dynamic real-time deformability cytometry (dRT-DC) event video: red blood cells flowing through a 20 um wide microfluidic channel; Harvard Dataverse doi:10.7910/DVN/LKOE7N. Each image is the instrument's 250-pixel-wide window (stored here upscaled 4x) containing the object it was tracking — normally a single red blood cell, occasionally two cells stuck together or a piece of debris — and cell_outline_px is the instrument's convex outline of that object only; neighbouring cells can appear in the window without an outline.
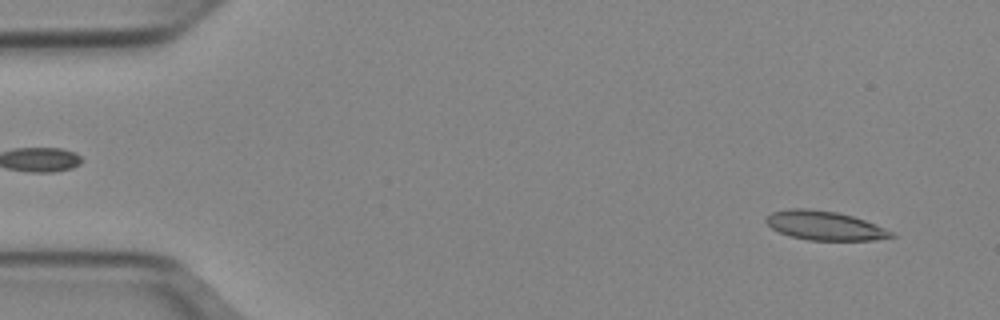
{"species": "Egyptian fruit bat (a non-hibernating species)", "species_latin": "Rousettus aegyptiacus", "temperature_condition": "cold", "stored_images_in_passage": 11, "camera_frame_rate_fps": 3000, "um_per_image_px": 0.085, "animal": {"sex": "female"}, "frame": {"image": 1, "passage_image": 3, "time_ms": 0.667, "image_size_px": [1000, 320], "cell_outline_px": [[896, 236], [872, 240], [808, 240], [788, 236], [772, 228], [764, 220], [772, 212], [788, 208], [808, 208], [836, 212], [852, 216], [864, 220], [884, 228], [892, 232]], "centroid_in_image_um": [70.05, 19.17], "position_along_channel_um": 14.9, "area_um2": 21.04}}